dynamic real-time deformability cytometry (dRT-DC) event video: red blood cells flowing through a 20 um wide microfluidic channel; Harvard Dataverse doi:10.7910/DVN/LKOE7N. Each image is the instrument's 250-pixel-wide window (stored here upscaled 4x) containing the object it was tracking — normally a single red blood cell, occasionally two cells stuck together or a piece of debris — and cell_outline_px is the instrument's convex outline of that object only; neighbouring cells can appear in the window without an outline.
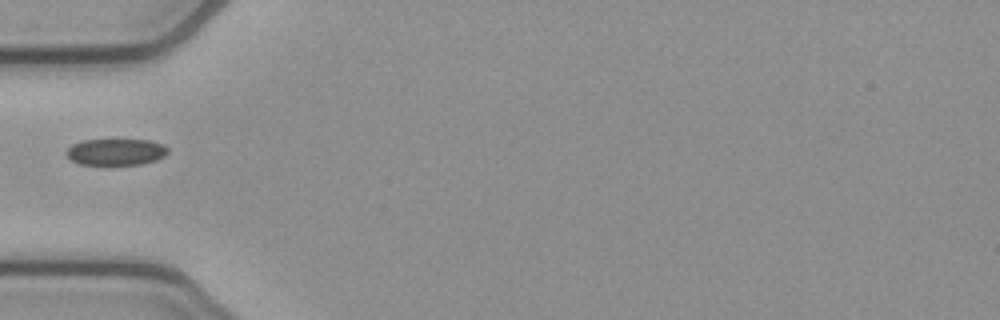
{"species": "common noctule bat (a hibernating species)", "species_latin": "Nyctalus noctula", "temperature_condition": "cold", "stored_images_in_passage": 37, "camera_frame_rate_fps": 3000, "um_per_image_px": 0.085, "animal": {"sex": "female", "body_mass_g": 21.9}, "frame": {"image": 1, "passage_image": 1, "time_ms": 0.0, "image_size_px": [1000, 320], "cell_outline_px": [[168, 152], [164, 156], [156, 160], [140, 164], [80, 164], [72, 160], [64, 152], [72, 144], [84, 140], [152, 140], [164, 144], [168, 148]], "centroid_in_image_um": [9.87, 12.9], "position_along_channel_um": 75.1, "area_um2": 15.61}}
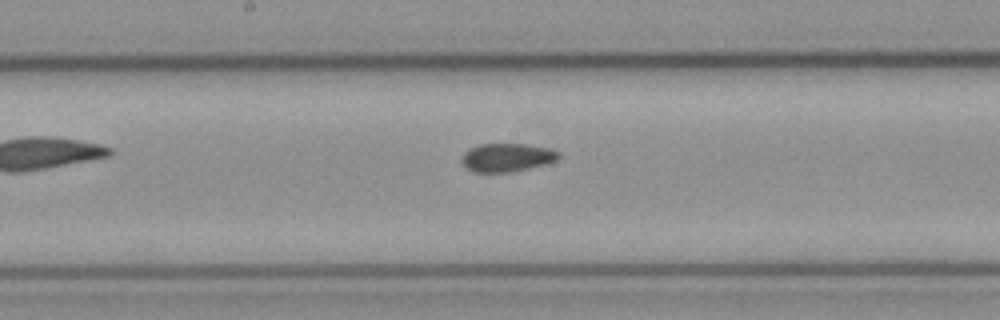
{"frame": {"image": 2, "passage_image": 11, "time_ms": 3.333, "image_size_px": [1000, 320], "cell_outline_px": [[560, 156], [556, 160], [544, 164], [512, 172], [476, 172], [468, 168], [460, 160], [464, 152], [480, 144], [524, 144], [548, 148], [560, 152]], "centroid_in_image_um": [43.09, 13.38], "position_along_channel_um": 205.1, "area_um2": 15.78}}
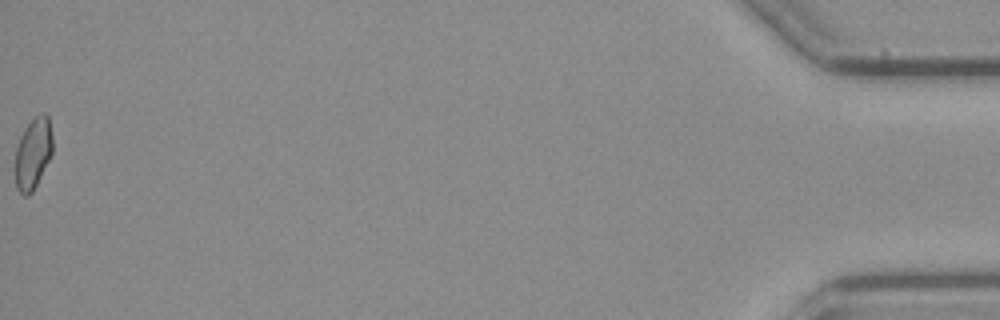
{"frame": {"image": 3, "passage_image": 37, "time_ms": 12.0, "image_size_px": [1000, 320], "cell_outline_px": [[52, 152], [32, 192], [28, 196], [24, 196], [16, 188], [12, 168], [16, 148], [20, 136], [24, 128], [40, 112], [44, 112], [48, 116], [52, 136]], "centroid_in_image_um": [2.75, 13.06], "position_along_channel_um": 432.5, "area_um2": 15.84}}